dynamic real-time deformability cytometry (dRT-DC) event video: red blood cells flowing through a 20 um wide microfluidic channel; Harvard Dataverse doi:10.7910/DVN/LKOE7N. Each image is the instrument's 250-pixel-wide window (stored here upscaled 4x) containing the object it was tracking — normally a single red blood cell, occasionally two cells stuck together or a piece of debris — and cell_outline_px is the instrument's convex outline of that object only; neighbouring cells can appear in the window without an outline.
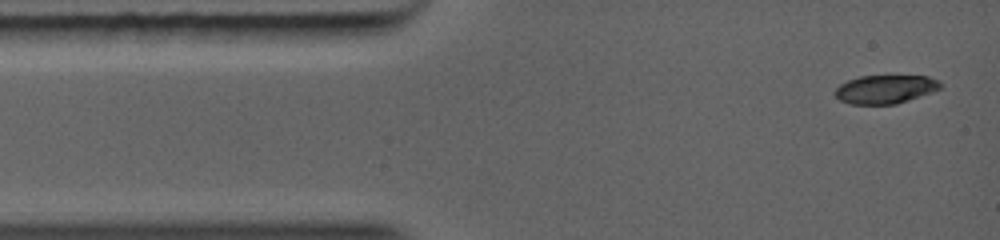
{"species": "common noctule bat (a hibernating species)", "species_latin": "Nyctalus noctula", "temperature_condition": "warm", "stored_images_in_passage": 68, "camera_frame_rate_fps": 5000, "um_per_image_px": 0.085, "animal": {"sex": "female", "body_mass_g": 19.0, "forearm_length_mm": 56.7}, "frame": {"image": 1, "passage_image": 1, "time_ms": 0.0, "image_size_px": [1000, 240], "cell_outline_px": [[944, 84], [940, 88], [908, 100], [896, 104], [852, 104], [840, 100], [836, 96], [836, 88], [840, 84], [848, 80], [860, 76], [928, 76]], "centroid_in_image_um": [75.24, 7.58], "position_along_channel_um": 9.8, "area_um2": 17.22}}
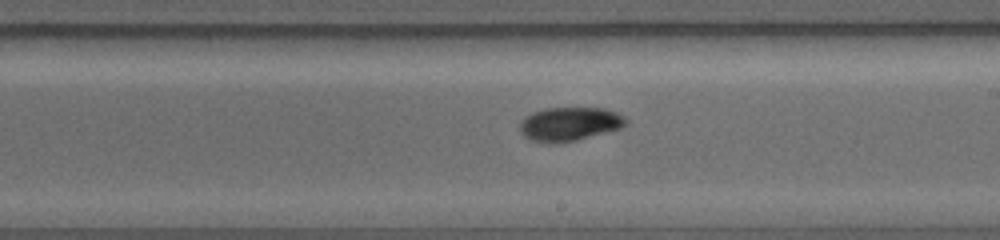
{"frame": {"image": 2, "passage_image": 33, "time_ms": 6.0, "image_size_px": [1000, 240], "cell_outline_px": [[628, 124], [620, 128], [576, 140], [560, 144], [548, 144], [528, 140], [520, 132], [520, 120], [532, 112], [544, 108], [604, 108], [616, 112], [624, 116], [628, 120]], "centroid_in_image_um": [48.37, 10.55], "position_along_channel_um": 240.6, "area_um2": 21.21}}
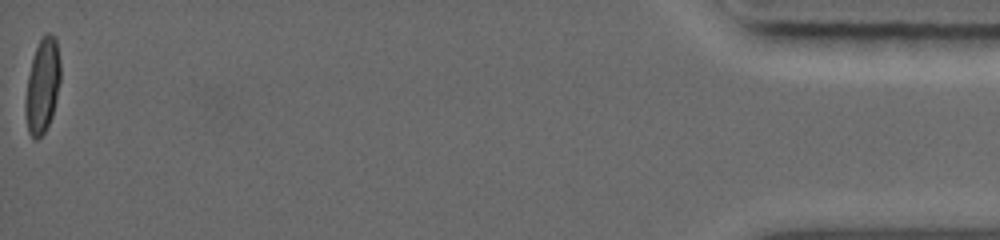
{"frame": {"image": 3, "passage_image": 68, "time_ms": 12.8, "image_size_px": [1000, 240], "cell_outline_px": [[60, 80], [52, 112], [48, 124], [44, 132], [36, 140], [28, 132], [28, 76], [32, 60], [36, 48], [44, 32], [48, 32], [56, 40], [60, 60]], "centroid_in_image_um": [3.65, 7.19], "position_along_channel_um": 431.5, "area_um2": 18.09}}